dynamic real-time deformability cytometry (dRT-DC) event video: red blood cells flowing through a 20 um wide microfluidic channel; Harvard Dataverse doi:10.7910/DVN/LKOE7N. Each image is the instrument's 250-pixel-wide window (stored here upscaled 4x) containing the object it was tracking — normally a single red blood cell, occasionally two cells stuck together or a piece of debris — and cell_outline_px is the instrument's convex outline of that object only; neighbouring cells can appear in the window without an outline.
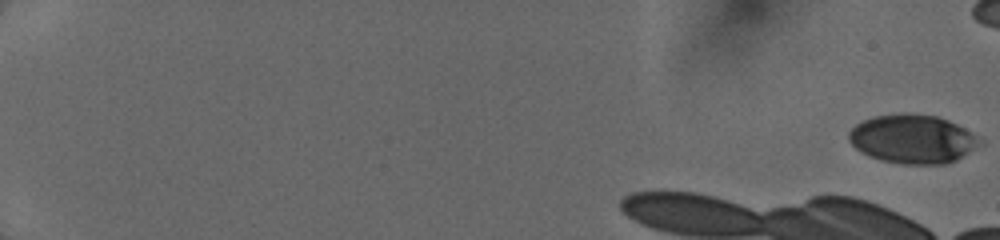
{"species": "human", "species_latin": "Homo sapiens", "temperature_condition": "cold", "stored_images_in_passage": 7, "camera_frame_rate_fps": 3000, "um_per_image_px": 0.085, "donor": {"sex": "female"}, "frame": {"image": 1, "passage_image": 1, "time_ms": 0.0, "image_size_px": [1000, 240], "cell_outline_px": [[984, 144], [956, 160], [948, 164], [900, 164], [880, 160], [868, 156], [860, 152], [848, 140], [848, 132], [856, 124], [872, 116], [904, 112], [936, 116], [948, 120], [964, 128], [984, 140]], "centroid_in_image_um": [77.58, 11.82], "position_along_channel_um": 7.4, "area_um2": 37.74}}